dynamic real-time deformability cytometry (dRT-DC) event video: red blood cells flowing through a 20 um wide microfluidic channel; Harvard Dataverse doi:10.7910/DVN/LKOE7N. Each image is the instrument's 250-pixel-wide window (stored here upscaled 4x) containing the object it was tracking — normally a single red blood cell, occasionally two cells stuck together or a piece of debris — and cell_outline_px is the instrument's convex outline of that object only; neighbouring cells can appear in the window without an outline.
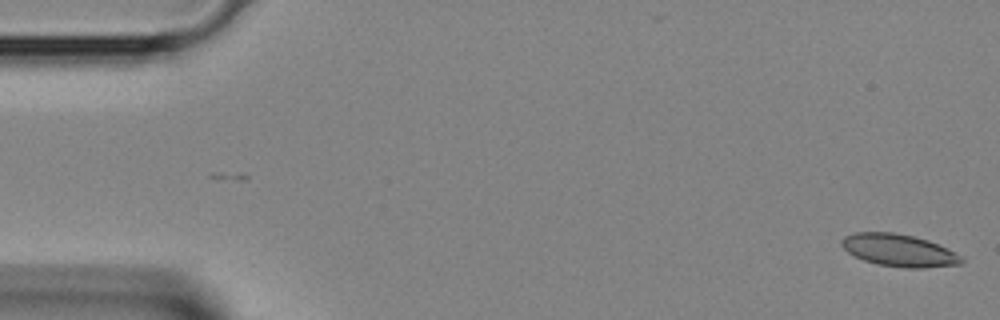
{"species": "Egyptian fruit bat (a non-hibernating species)", "species_latin": "Rousettus aegyptiacus", "temperature_condition": "room temperature", "stored_images_in_passage": 40, "camera_frame_rate_fps": 3000, "um_per_image_px": 0.085, "animal": {"sex": "female"}, "frame": {"image": 1, "passage_image": 1, "time_ms": 0.0, "image_size_px": [1000, 320], "cell_outline_px": [[964, 260], [960, 264], [924, 268], [904, 268], [876, 264], [864, 260], [848, 252], [840, 244], [840, 240], [844, 236], [856, 232], [892, 232], [912, 236], [928, 240], [960, 256]], "centroid_in_image_um": [76.35, 21.28], "position_along_channel_um": 8.6, "area_um2": 22.31}}
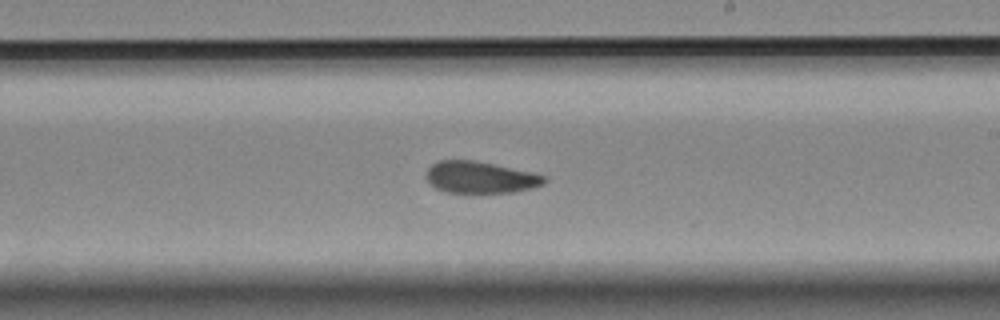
{"frame": {"image": 2, "passage_image": 23, "time_ms": 7.333, "image_size_px": [1000, 320], "cell_outline_px": [[548, 180], [544, 184], [532, 188], [516, 192], [444, 192], [428, 184], [424, 176], [428, 168], [432, 164], [440, 160], [472, 160], [532, 172], [544, 176]], "centroid_in_image_um": [40.79, 15.08], "position_along_channel_um": 248.2, "area_um2": 21.85}}
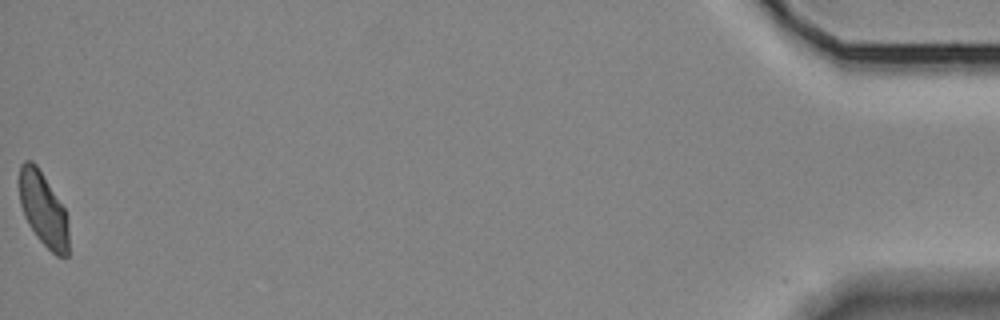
{"frame": {"image": 3, "passage_image": 40, "time_ms": 13.0, "image_size_px": [1000, 320], "cell_outline_px": [[68, 256], [56, 256], [36, 236], [28, 224], [24, 216], [20, 204], [20, 164], [24, 160], [32, 160], [36, 164], [64, 208], [68, 216]], "centroid_in_image_um": [3.68, 17.8], "position_along_channel_um": 431.5, "area_um2": 21.1}}